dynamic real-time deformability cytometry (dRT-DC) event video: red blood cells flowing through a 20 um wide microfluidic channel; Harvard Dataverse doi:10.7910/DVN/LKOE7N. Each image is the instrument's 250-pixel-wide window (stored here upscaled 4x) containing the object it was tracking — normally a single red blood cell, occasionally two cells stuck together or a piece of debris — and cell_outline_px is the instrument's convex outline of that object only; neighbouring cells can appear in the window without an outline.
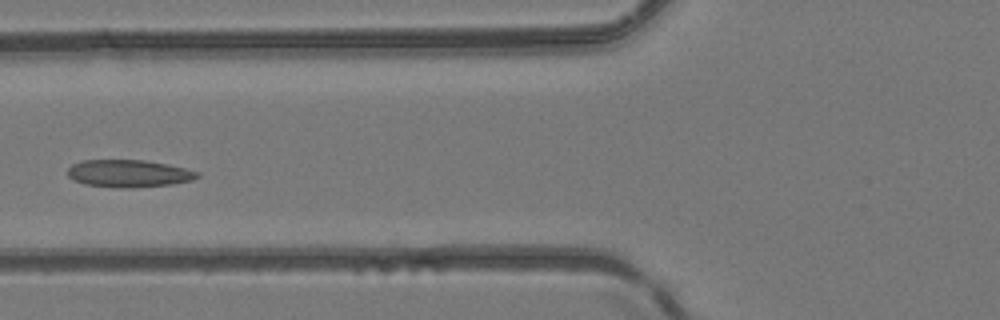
{"species": "common noctule bat (a hibernating species)", "species_latin": "Nyctalus noctula", "temperature_condition": "room temperature", "stored_images_in_passage": 6, "camera_frame_rate_fps": 3000, "um_per_image_px": 0.085, "animal": {"sex": "female", "body_mass_g": 24.6, "forearm_length_mm": 56.2}, "frame": {"image": 1, "passage_image": 5, "time_ms": 4.667, "image_size_px": [1000, 320], "cell_outline_px": [[200, 176], [192, 180], [172, 184], [128, 188], [124, 188], [84, 184], [68, 176], [68, 168], [72, 164], [84, 160], [144, 160], [168, 164], [200, 172]], "centroid_in_image_um": [10.97, 14.74], "position_along_channel_um": 114.8, "area_um2": 20.58}}
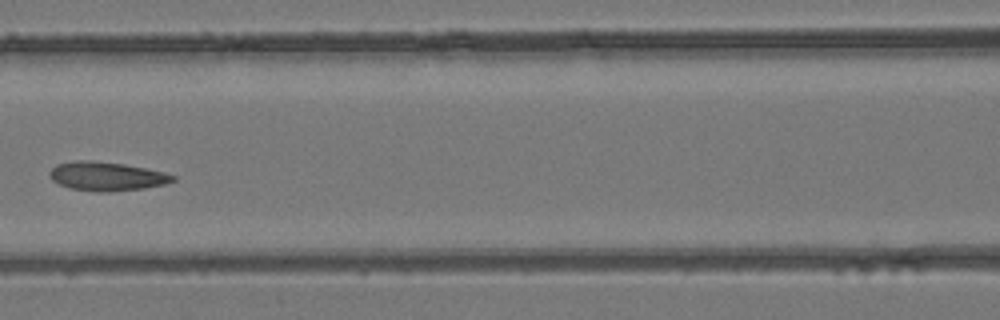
{"frame": {"image": 2, "passage_image": 6, "time_ms": 5.667, "image_size_px": [1000, 320], "cell_outline_px": [[176, 180], [164, 184], [144, 188], [108, 192], [96, 192], [72, 188], [60, 184], [52, 180], [48, 176], [48, 172], [56, 164], [76, 160], [92, 160], [124, 164], [164, 172], [176, 176]], "centroid_in_image_um": [9.04, 14.98], "position_along_channel_um": 157.6, "area_um2": 20.75}}